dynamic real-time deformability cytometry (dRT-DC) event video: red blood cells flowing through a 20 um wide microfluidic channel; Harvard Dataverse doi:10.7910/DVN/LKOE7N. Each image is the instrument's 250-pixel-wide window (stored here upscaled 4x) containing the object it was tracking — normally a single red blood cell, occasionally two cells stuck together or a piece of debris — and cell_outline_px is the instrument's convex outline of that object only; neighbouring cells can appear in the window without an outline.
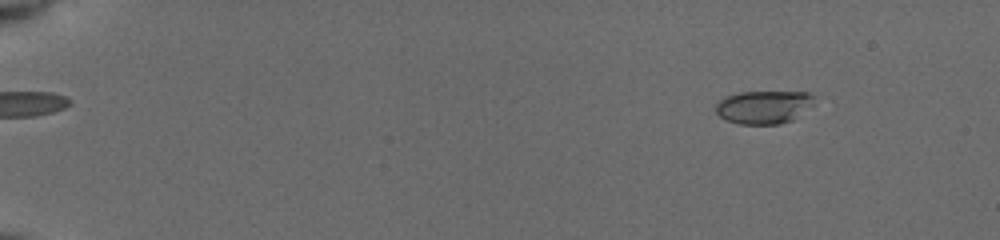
{"species": "common noctule bat (a hibernating species)", "species_latin": "Nyctalus noctula", "temperature_condition": "cold", "stored_images_in_passage": 55, "camera_frame_rate_fps": 3000, "um_per_image_px": 0.085, "animal": {"sex": "female", "body_mass_g": 19.5, "forearm_length_mm": 54.1}, "frame": {"image": 1, "passage_image": 7, "time_ms": 2.0, "image_size_px": [1000, 240], "cell_outline_px": [[812, 96], [792, 120], [780, 124], [740, 124], [724, 120], [716, 112], [716, 104], [720, 100], [728, 96], [740, 92], [808, 92]], "centroid_in_image_um": [64.76, 9.11], "position_along_channel_um": 20.2, "area_um2": 18.15}}
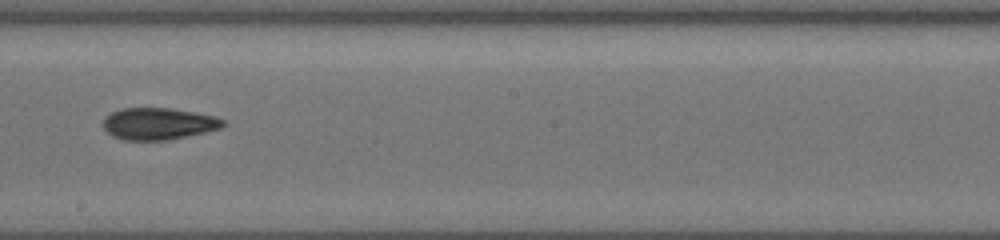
{"frame": {"image": 2, "passage_image": 34, "time_ms": 11.0, "image_size_px": [1000, 240], "cell_outline_px": [[228, 124], [220, 128], [204, 132], [168, 140], [124, 140], [112, 136], [104, 128], [104, 116], [120, 108], [168, 108], [192, 112], [212, 116], [224, 120]], "centroid_in_image_um": [13.44, 10.52], "position_along_channel_um": 234.8, "area_um2": 22.08}}
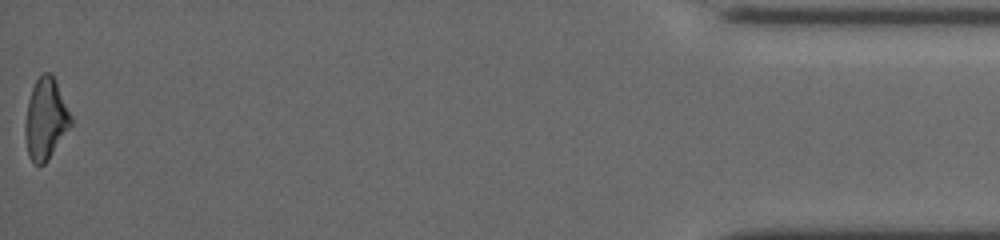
{"frame": {"image": 3, "passage_image": 55, "time_ms": 18.0, "image_size_px": [1000, 240], "cell_outline_px": [[72, 124], [48, 160], [44, 164], [36, 164], [28, 156], [24, 132], [24, 128], [28, 100], [32, 88], [36, 80], [44, 72], [52, 72], [56, 80], [72, 116]], "centroid_in_image_um": [3.88, 10.09], "position_along_channel_um": 431.3, "area_um2": 21.68}, "authors_computed_cell_mechanics": {"area_um2": 21.386, "velocity_mm_per_s": 3.932, "shape_relaxation_time_tau1_ms": 3.9961, "shape_relaxation_time_tau2_ms": 2.2281, "deformation_change_tau1": 0.1332, "deformation_change_tau2": 0.092}}